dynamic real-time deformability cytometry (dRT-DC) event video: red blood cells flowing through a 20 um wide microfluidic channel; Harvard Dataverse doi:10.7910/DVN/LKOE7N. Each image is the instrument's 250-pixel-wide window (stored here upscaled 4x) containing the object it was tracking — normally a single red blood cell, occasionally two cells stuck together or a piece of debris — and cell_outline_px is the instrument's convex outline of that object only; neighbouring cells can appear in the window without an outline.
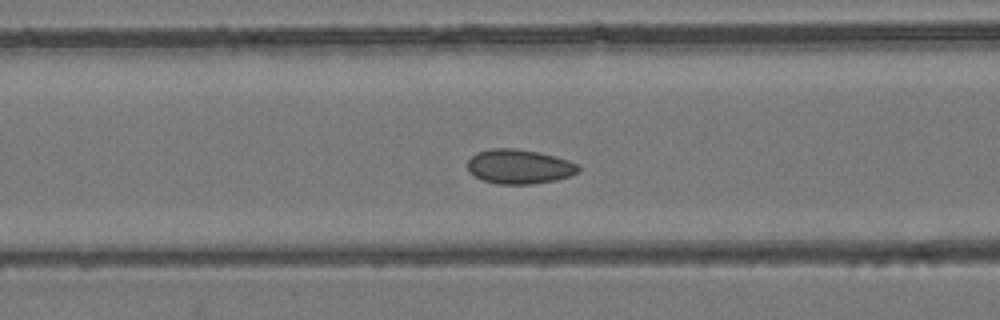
{"species": "common noctule bat (a hibernating species)", "species_latin": "Nyctalus noctula", "temperature_condition": "room temperature", "stored_images_in_passage": 49, "camera_frame_rate_fps": 3000, "um_per_image_px": 0.085, "animal": {"sex": "female", "body_mass_g": 24.6, "forearm_length_mm": 56.2}, "frame": {"image": 1, "passage_image": 20, "time_ms": 6.333, "image_size_px": [1000, 320], "cell_outline_px": [[580, 172], [572, 176], [556, 180], [532, 184], [496, 184], [484, 180], [468, 172], [468, 160], [476, 152], [488, 148], [516, 148], [556, 156], [580, 164]], "centroid_in_image_um": [44.17, 14.16], "position_along_channel_um": 122.4, "area_um2": 22.54}}
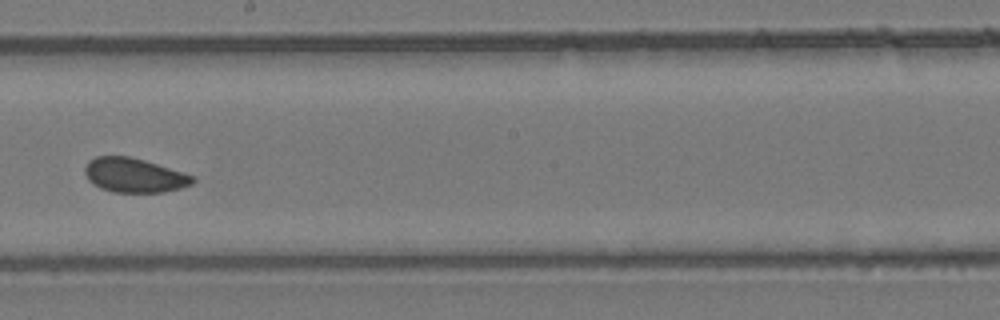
{"frame": {"image": 2, "passage_image": 28, "time_ms": 9.0, "image_size_px": [1000, 320], "cell_outline_px": [[196, 180], [192, 184], [180, 188], [164, 192], [112, 192], [100, 188], [92, 184], [88, 180], [84, 172], [84, 168], [88, 160], [96, 156], [128, 156], [144, 160], [196, 176]], "centroid_in_image_um": [11.39, 14.9], "position_along_channel_um": 236.8, "area_um2": 21.73}}
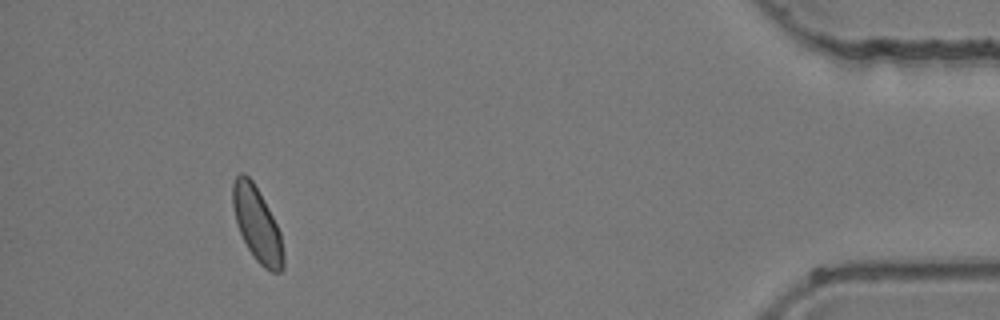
{"frame": {"image": 3, "passage_image": 45, "time_ms": 14.667, "image_size_px": [1000, 320], "cell_outline_px": [[284, 268], [280, 272], [272, 272], [264, 268], [256, 260], [248, 248], [240, 232], [236, 220], [232, 204], [232, 184], [236, 176], [240, 172], [244, 172], [252, 180], [264, 200], [280, 232], [284, 256]], "centroid_in_image_um": [21.85, 19.06], "position_along_channel_um": 413.4, "area_um2": 21.73}}